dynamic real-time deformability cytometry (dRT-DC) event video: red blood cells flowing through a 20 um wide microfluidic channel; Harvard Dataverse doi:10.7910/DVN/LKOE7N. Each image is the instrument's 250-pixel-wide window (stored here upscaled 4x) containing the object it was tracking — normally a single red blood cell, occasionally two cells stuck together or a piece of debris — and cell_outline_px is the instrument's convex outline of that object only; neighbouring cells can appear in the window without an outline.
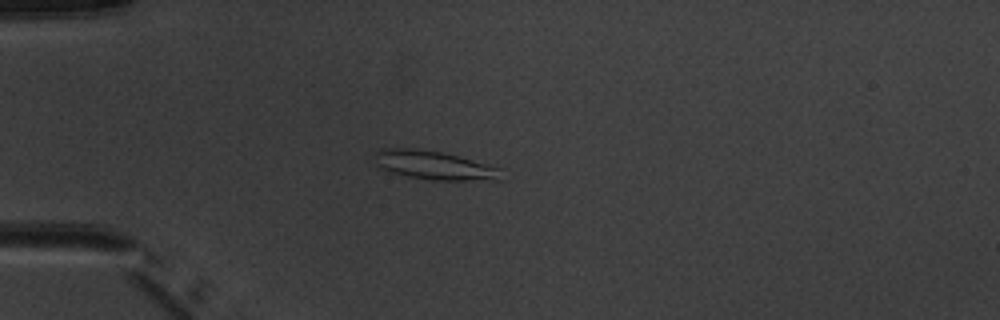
{"species": "common noctule bat (a hibernating species)", "species_latin": "Nyctalus noctula", "temperature_condition": "warm", "stored_images_in_passage": 4, "camera_frame_rate_fps": 3000, "um_per_image_px": 0.085, "animal": {"sex": "male", "body_mass_g": 20.1, "forearm_length_mm": 53.5}, "frame": {"image": 1, "passage_image": 4, "time_ms": 3.667, "image_size_px": [1000, 320], "cell_outline_px": [[500, 180], [432, 180], [408, 176], [388, 172], [380, 168], [376, 164], [376, 148], [416, 148], [440, 152], [456, 156], [500, 168]], "centroid_in_image_um": [36.83, 14.05], "position_along_channel_um": 48.2, "area_um2": 20.98}}